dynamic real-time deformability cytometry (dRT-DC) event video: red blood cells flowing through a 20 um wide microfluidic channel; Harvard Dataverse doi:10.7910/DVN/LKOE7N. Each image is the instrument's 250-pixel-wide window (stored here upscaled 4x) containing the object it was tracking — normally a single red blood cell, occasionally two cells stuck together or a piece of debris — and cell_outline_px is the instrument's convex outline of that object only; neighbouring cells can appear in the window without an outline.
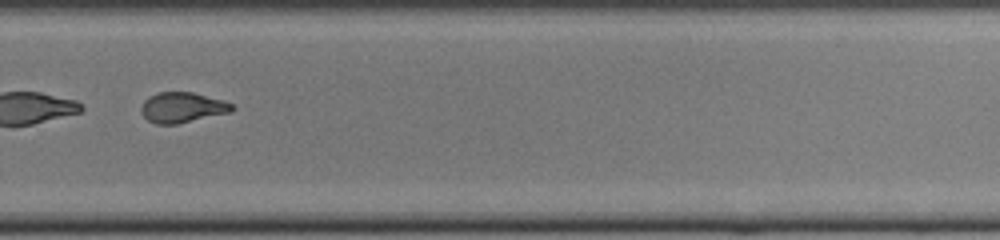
{"species": "common noctule bat (a hibernating species)", "species_latin": "Nyctalus noctula", "temperature_condition": "cold", "stored_images_in_passage": 50, "segment_of_instrument_passage": [2, 2], "camera_frame_rate_fps": 3000, "um_per_image_px": 0.085, "animal": {"sex": "female", "body_mass_g": 22.0, "forearm_length_mm": 56.7}, "frame": {"image": 1, "passage_image": 35, "time_ms": 11.333, "image_size_px": [1000, 240], "cell_outline_px": [[236, 108], [232, 112], [176, 124], [156, 124], [148, 120], [140, 112], [140, 108], [144, 100], [148, 96], [156, 92], [192, 92], [224, 100], [232, 104]], "centroid_in_image_um": [15.49, 9.13], "position_along_channel_um": 314.3, "area_um2": 16.24}}